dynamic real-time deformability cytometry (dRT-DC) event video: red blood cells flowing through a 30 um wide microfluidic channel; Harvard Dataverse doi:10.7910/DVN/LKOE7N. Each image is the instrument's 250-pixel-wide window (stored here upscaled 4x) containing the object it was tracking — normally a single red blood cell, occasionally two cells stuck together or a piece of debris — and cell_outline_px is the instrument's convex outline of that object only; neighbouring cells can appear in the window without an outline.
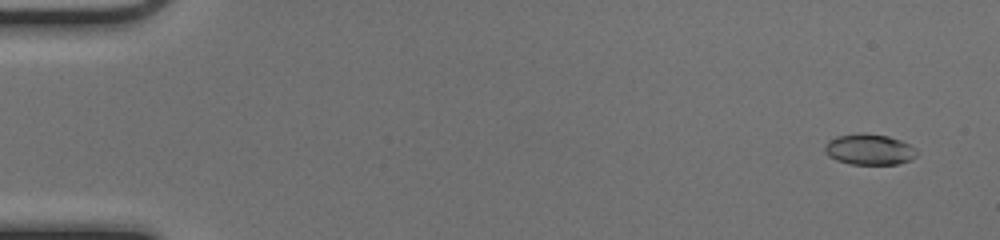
{"species": "common noctule bat (a hibernating species)", "species_latin": "Nyctalus noctula", "temperature_condition": "cold", "stored_images_in_passage": 52, "camera_frame_rate_fps": 3000, "um_per_image_px": 0.085, "animal": {"sex": "female", "body_mass_g": 17.0, "forearm_length_mm": 48.0}, "frame": {"image": 1, "passage_image": 3, "time_ms": 0.667, "image_size_px": [1000, 240], "cell_outline_px": [[916, 156], [908, 160], [896, 164], [852, 164], [836, 160], [828, 156], [824, 152], [824, 148], [828, 140], [836, 136], [888, 136], [900, 140], [916, 148]], "centroid_in_image_um": [73.87, 12.75], "position_along_channel_um": 11.1, "area_um2": 15.78}}
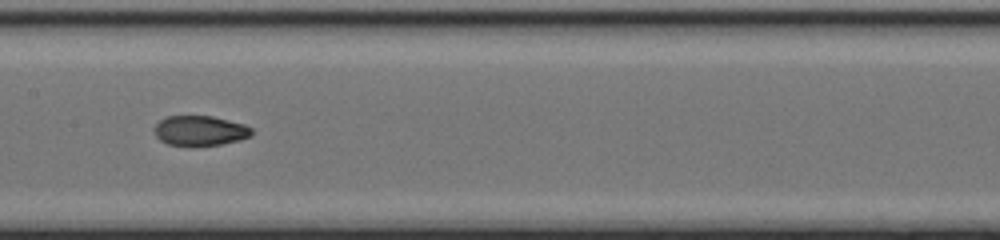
{"frame": {"image": 2, "passage_image": 27, "time_ms": 8.667, "image_size_px": [1000, 240], "cell_outline_px": [[252, 136], [240, 140], [220, 144], [192, 148], [168, 144], [160, 140], [156, 136], [156, 124], [160, 120], [168, 116], [212, 116], [244, 124], [252, 128]], "centroid_in_image_um": [17.02, 11.14], "position_along_channel_um": 190.4, "area_um2": 17.28}}
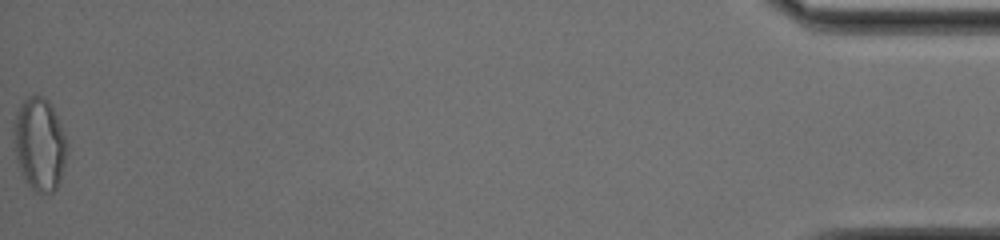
{"frame": {"image": 3, "passage_image": 52, "time_ms": 17.0, "image_size_px": [1000, 240], "cell_outline_px": [[68, 148], [60, 180], [56, 188], [52, 192], [36, 192], [28, 184], [16, 160], [12, 132], [12, 124], [16, 112], [20, 104], [28, 96], [44, 96], [48, 100], [56, 116], [64, 136]], "centroid_in_image_um": [3.32, 12.23], "position_along_channel_um": 431.9, "area_um2": 28.61}, "authors_computed_cell_mechanics": {"area_um2": 17.2822, "velocity_mm_per_s": 4.0846, "shape_relaxation_time_tau1_ms": null, "shape_relaxation_time_tau2_ms": 1.5412, "deformation_change_tau1": null, "deformation_change_tau2": 0.0629}}